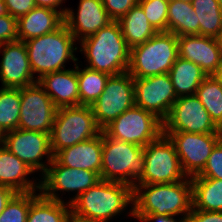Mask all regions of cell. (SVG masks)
<instances>
[{"label":"cell","mask_w":222,"mask_h":222,"mask_svg":"<svg viewBox=\"0 0 222 222\" xmlns=\"http://www.w3.org/2000/svg\"><path fill=\"white\" fill-rule=\"evenodd\" d=\"M75 42L65 24L54 32L24 41L32 73H38L37 80L47 73L65 70L68 60L76 64L79 60L74 54L78 48H74Z\"/></svg>","instance_id":"4"},{"label":"cell","mask_w":222,"mask_h":222,"mask_svg":"<svg viewBox=\"0 0 222 222\" xmlns=\"http://www.w3.org/2000/svg\"><path fill=\"white\" fill-rule=\"evenodd\" d=\"M73 11L67 8L64 24L77 42L95 34L113 21L102 0H80L76 15Z\"/></svg>","instance_id":"19"},{"label":"cell","mask_w":222,"mask_h":222,"mask_svg":"<svg viewBox=\"0 0 222 222\" xmlns=\"http://www.w3.org/2000/svg\"><path fill=\"white\" fill-rule=\"evenodd\" d=\"M32 173H35L32 168L0 145V186L10 187L16 193L40 191V181L27 178Z\"/></svg>","instance_id":"22"},{"label":"cell","mask_w":222,"mask_h":222,"mask_svg":"<svg viewBox=\"0 0 222 222\" xmlns=\"http://www.w3.org/2000/svg\"><path fill=\"white\" fill-rule=\"evenodd\" d=\"M5 134H6V133H5V132L2 130V128L0 127V145L3 144Z\"/></svg>","instance_id":"46"},{"label":"cell","mask_w":222,"mask_h":222,"mask_svg":"<svg viewBox=\"0 0 222 222\" xmlns=\"http://www.w3.org/2000/svg\"><path fill=\"white\" fill-rule=\"evenodd\" d=\"M3 145L41 176L53 160L49 133L16 128L5 134ZM44 155L47 162H42Z\"/></svg>","instance_id":"14"},{"label":"cell","mask_w":222,"mask_h":222,"mask_svg":"<svg viewBox=\"0 0 222 222\" xmlns=\"http://www.w3.org/2000/svg\"><path fill=\"white\" fill-rule=\"evenodd\" d=\"M102 132L90 106L77 105L57 108L50 148L54 156L58 151L91 139Z\"/></svg>","instance_id":"7"},{"label":"cell","mask_w":222,"mask_h":222,"mask_svg":"<svg viewBox=\"0 0 222 222\" xmlns=\"http://www.w3.org/2000/svg\"><path fill=\"white\" fill-rule=\"evenodd\" d=\"M53 158L60 165L90 170L100 175L102 165V132L91 139L58 151Z\"/></svg>","instance_id":"20"},{"label":"cell","mask_w":222,"mask_h":222,"mask_svg":"<svg viewBox=\"0 0 222 222\" xmlns=\"http://www.w3.org/2000/svg\"><path fill=\"white\" fill-rule=\"evenodd\" d=\"M15 194L16 192L12 188L0 186V215Z\"/></svg>","instance_id":"41"},{"label":"cell","mask_w":222,"mask_h":222,"mask_svg":"<svg viewBox=\"0 0 222 222\" xmlns=\"http://www.w3.org/2000/svg\"><path fill=\"white\" fill-rule=\"evenodd\" d=\"M178 57V37L171 32H157L145 43L130 48L127 71L133 78L169 73Z\"/></svg>","instance_id":"6"},{"label":"cell","mask_w":222,"mask_h":222,"mask_svg":"<svg viewBox=\"0 0 222 222\" xmlns=\"http://www.w3.org/2000/svg\"><path fill=\"white\" fill-rule=\"evenodd\" d=\"M144 173L136 184L174 183L184 180V174L174 144L167 135L144 146Z\"/></svg>","instance_id":"8"},{"label":"cell","mask_w":222,"mask_h":222,"mask_svg":"<svg viewBox=\"0 0 222 222\" xmlns=\"http://www.w3.org/2000/svg\"><path fill=\"white\" fill-rule=\"evenodd\" d=\"M193 209L222 212V179L191 177Z\"/></svg>","instance_id":"26"},{"label":"cell","mask_w":222,"mask_h":222,"mask_svg":"<svg viewBox=\"0 0 222 222\" xmlns=\"http://www.w3.org/2000/svg\"><path fill=\"white\" fill-rule=\"evenodd\" d=\"M63 1L64 0H34V3H35V6L51 8L58 12H62V14L65 15L67 8L65 9L62 8V10H60V7H61L60 5L63 3Z\"/></svg>","instance_id":"42"},{"label":"cell","mask_w":222,"mask_h":222,"mask_svg":"<svg viewBox=\"0 0 222 222\" xmlns=\"http://www.w3.org/2000/svg\"><path fill=\"white\" fill-rule=\"evenodd\" d=\"M67 222H105V221L87 220L71 214Z\"/></svg>","instance_id":"43"},{"label":"cell","mask_w":222,"mask_h":222,"mask_svg":"<svg viewBox=\"0 0 222 222\" xmlns=\"http://www.w3.org/2000/svg\"><path fill=\"white\" fill-rule=\"evenodd\" d=\"M218 3H219L220 8H221V10H222V0H218Z\"/></svg>","instance_id":"50"},{"label":"cell","mask_w":222,"mask_h":222,"mask_svg":"<svg viewBox=\"0 0 222 222\" xmlns=\"http://www.w3.org/2000/svg\"><path fill=\"white\" fill-rule=\"evenodd\" d=\"M21 111L20 88H0V127L7 133L18 128Z\"/></svg>","instance_id":"32"},{"label":"cell","mask_w":222,"mask_h":222,"mask_svg":"<svg viewBox=\"0 0 222 222\" xmlns=\"http://www.w3.org/2000/svg\"><path fill=\"white\" fill-rule=\"evenodd\" d=\"M177 98L195 95L198 87L208 76L197 64L180 57L173 63L169 73Z\"/></svg>","instance_id":"24"},{"label":"cell","mask_w":222,"mask_h":222,"mask_svg":"<svg viewBox=\"0 0 222 222\" xmlns=\"http://www.w3.org/2000/svg\"><path fill=\"white\" fill-rule=\"evenodd\" d=\"M185 222H222V212L202 211L192 208Z\"/></svg>","instance_id":"39"},{"label":"cell","mask_w":222,"mask_h":222,"mask_svg":"<svg viewBox=\"0 0 222 222\" xmlns=\"http://www.w3.org/2000/svg\"><path fill=\"white\" fill-rule=\"evenodd\" d=\"M163 131L188 133H218V126L196 95L178 97L166 119Z\"/></svg>","instance_id":"13"},{"label":"cell","mask_w":222,"mask_h":222,"mask_svg":"<svg viewBox=\"0 0 222 222\" xmlns=\"http://www.w3.org/2000/svg\"><path fill=\"white\" fill-rule=\"evenodd\" d=\"M199 177L222 179V139L215 145Z\"/></svg>","instance_id":"35"},{"label":"cell","mask_w":222,"mask_h":222,"mask_svg":"<svg viewBox=\"0 0 222 222\" xmlns=\"http://www.w3.org/2000/svg\"><path fill=\"white\" fill-rule=\"evenodd\" d=\"M215 76L220 80L221 84H222V63L219 67L218 72L215 74Z\"/></svg>","instance_id":"45"},{"label":"cell","mask_w":222,"mask_h":222,"mask_svg":"<svg viewBox=\"0 0 222 222\" xmlns=\"http://www.w3.org/2000/svg\"><path fill=\"white\" fill-rule=\"evenodd\" d=\"M219 41H220V45H221V49H222V34L219 37Z\"/></svg>","instance_id":"48"},{"label":"cell","mask_w":222,"mask_h":222,"mask_svg":"<svg viewBox=\"0 0 222 222\" xmlns=\"http://www.w3.org/2000/svg\"><path fill=\"white\" fill-rule=\"evenodd\" d=\"M39 194L36 191L16 193L1 213L0 222H27L30 204Z\"/></svg>","instance_id":"33"},{"label":"cell","mask_w":222,"mask_h":222,"mask_svg":"<svg viewBox=\"0 0 222 222\" xmlns=\"http://www.w3.org/2000/svg\"><path fill=\"white\" fill-rule=\"evenodd\" d=\"M179 57L191 61L207 74L215 75L222 63L219 38L202 35L178 36Z\"/></svg>","instance_id":"18"},{"label":"cell","mask_w":222,"mask_h":222,"mask_svg":"<svg viewBox=\"0 0 222 222\" xmlns=\"http://www.w3.org/2000/svg\"><path fill=\"white\" fill-rule=\"evenodd\" d=\"M103 131L113 139L144 147L163 133V122L151 112L133 106L119 115Z\"/></svg>","instance_id":"9"},{"label":"cell","mask_w":222,"mask_h":222,"mask_svg":"<svg viewBox=\"0 0 222 222\" xmlns=\"http://www.w3.org/2000/svg\"><path fill=\"white\" fill-rule=\"evenodd\" d=\"M64 24V15L51 8L34 7L17 19L18 40L26 41L56 31Z\"/></svg>","instance_id":"23"},{"label":"cell","mask_w":222,"mask_h":222,"mask_svg":"<svg viewBox=\"0 0 222 222\" xmlns=\"http://www.w3.org/2000/svg\"><path fill=\"white\" fill-rule=\"evenodd\" d=\"M179 157L181 168L187 177L198 175L205 167L215 145L222 139L219 133H188L181 131H163Z\"/></svg>","instance_id":"12"},{"label":"cell","mask_w":222,"mask_h":222,"mask_svg":"<svg viewBox=\"0 0 222 222\" xmlns=\"http://www.w3.org/2000/svg\"><path fill=\"white\" fill-rule=\"evenodd\" d=\"M118 23L129 48L145 43L157 33L138 3L122 16Z\"/></svg>","instance_id":"25"},{"label":"cell","mask_w":222,"mask_h":222,"mask_svg":"<svg viewBox=\"0 0 222 222\" xmlns=\"http://www.w3.org/2000/svg\"><path fill=\"white\" fill-rule=\"evenodd\" d=\"M5 14H8L6 4L4 0H0V16H3Z\"/></svg>","instance_id":"44"},{"label":"cell","mask_w":222,"mask_h":222,"mask_svg":"<svg viewBox=\"0 0 222 222\" xmlns=\"http://www.w3.org/2000/svg\"><path fill=\"white\" fill-rule=\"evenodd\" d=\"M100 180V175L97 172L69 168L60 165L53 158L46 172L41 176L40 193L48 199L64 202L59 197L58 191H75L77 194L68 201L70 204L76 197L87 191L90 187H93Z\"/></svg>","instance_id":"11"},{"label":"cell","mask_w":222,"mask_h":222,"mask_svg":"<svg viewBox=\"0 0 222 222\" xmlns=\"http://www.w3.org/2000/svg\"><path fill=\"white\" fill-rule=\"evenodd\" d=\"M133 204V188L125 183L100 180L70 203L71 214L87 220L105 221Z\"/></svg>","instance_id":"3"},{"label":"cell","mask_w":222,"mask_h":222,"mask_svg":"<svg viewBox=\"0 0 222 222\" xmlns=\"http://www.w3.org/2000/svg\"><path fill=\"white\" fill-rule=\"evenodd\" d=\"M109 74L77 64L79 105L91 106L103 93Z\"/></svg>","instance_id":"30"},{"label":"cell","mask_w":222,"mask_h":222,"mask_svg":"<svg viewBox=\"0 0 222 222\" xmlns=\"http://www.w3.org/2000/svg\"><path fill=\"white\" fill-rule=\"evenodd\" d=\"M102 3L110 18L118 21L138 3V0H102Z\"/></svg>","instance_id":"36"},{"label":"cell","mask_w":222,"mask_h":222,"mask_svg":"<svg viewBox=\"0 0 222 222\" xmlns=\"http://www.w3.org/2000/svg\"><path fill=\"white\" fill-rule=\"evenodd\" d=\"M196 12L200 35L219 38L222 34V10L218 0H192Z\"/></svg>","instance_id":"29"},{"label":"cell","mask_w":222,"mask_h":222,"mask_svg":"<svg viewBox=\"0 0 222 222\" xmlns=\"http://www.w3.org/2000/svg\"><path fill=\"white\" fill-rule=\"evenodd\" d=\"M135 106L151 112L162 122L168 116L177 95L168 73L134 78Z\"/></svg>","instance_id":"16"},{"label":"cell","mask_w":222,"mask_h":222,"mask_svg":"<svg viewBox=\"0 0 222 222\" xmlns=\"http://www.w3.org/2000/svg\"><path fill=\"white\" fill-rule=\"evenodd\" d=\"M44 197L41 193L31 202L27 222H67L70 204Z\"/></svg>","instance_id":"28"},{"label":"cell","mask_w":222,"mask_h":222,"mask_svg":"<svg viewBox=\"0 0 222 222\" xmlns=\"http://www.w3.org/2000/svg\"><path fill=\"white\" fill-rule=\"evenodd\" d=\"M144 147L109 137L102 130V165L100 178L121 182L132 188L144 173Z\"/></svg>","instance_id":"5"},{"label":"cell","mask_w":222,"mask_h":222,"mask_svg":"<svg viewBox=\"0 0 222 222\" xmlns=\"http://www.w3.org/2000/svg\"><path fill=\"white\" fill-rule=\"evenodd\" d=\"M7 12L14 18H20L30 12L35 6L34 0H4Z\"/></svg>","instance_id":"38"},{"label":"cell","mask_w":222,"mask_h":222,"mask_svg":"<svg viewBox=\"0 0 222 222\" xmlns=\"http://www.w3.org/2000/svg\"><path fill=\"white\" fill-rule=\"evenodd\" d=\"M138 4L157 32H167L169 0H138Z\"/></svg>","instance_id":"34"},{"label":"cell","mask_w":222,"mask_h":222,"mask_svg":"<svg viewBox=\"0 0 222 222\" xmlns=\"http://www.w3.org/2000/svg\"><path fill=\"white\" fill-rule=\"evenodd\" d=\"M198 16L191 3L169 0L167 32L177 37L182 35H200Z\"/></svg>","instance_id":"27"},{"label":"cell","mask_w":222,"mask_h":222,"mask_svg":"<svg viewBox=\"0 0 222 222\" xmlns=\"http://www.w3.org/2000/svg\"><path fill=\"white\" fill-rule=\"evenodd\" d=\"M17 18L10 14L0 16V45L18 40Z\"/></svg>","instance_id":"37"},{"label":"cell","mask_w":222,"mask_h":222,"mask_svg":"<svg viewBox=\"0 0 222 222\" xmlns=\"http://www.w3.org/2000/svg\"><path fill=\"white\" fill-rule=\"evenodd\" d=\"M175 216H171V215H157V214H147L142 220L141 222H185L186 219H184L183 217L179 218V220L177 221V219H174Z\"/></svg>","instance_id":"40"},{"label":"cell","mask_w":222,"mask_h":222,"mask_svg":"<svg viewBox=\"0 0 222 222\" xmlns=\"http://www.w3.org/2000/svg\"><path fill=\"white\" fill-rule=\"evenodd\" d=\"M75 69L47 73L38 79L57 108L79 105L77 64Z\"/></svg>","instance_id":"21"},{"label":"cell","mask_w":222,"mask_h":222,"mask_svg":"<svg viewBox=\"0 0 222 222\" xmlns=\"http://www.w3.org/2000/svg\"><path fill=\"white\" fill-rule=\"evenodd\" d=\"M21 111L18 128L51 134L57 107L43 87L34 83L20 88Z\"/></svg>","instance_id":"15"},{"label":"cell","mask_w":222,"mask_h":222,"mask_svg":"<svg viewBox=\"0 0 222 222\" xmlns=\"http://www.w3.org/2000/svg\"><path fill=\"white\" fill-rule=\"evenodd\" d=\"M80 52L86 56V67L117 75L128 70L130 48L118 21H112L95 34L80 41Z\"/></svg>","instance_id":"2"},{"label":"cell","mask_w":222,"mask_h":222,"mask_svg":"<svg viewBox=\"0 0 222 222\" xmlns=\"http://www.w3.org/2000/svg\"><path fill=\"white\" fill-rule=\"evenodd\" d=\"M0 53H2L0 62L2 87L23 88L38 81L32 73L27 47L23 41L17 40L1 44Z\"/></svg>","instance_id":"17"},{"label":"cell","mask_w":222,"mask_h":222,"mask_svg":"<svg viewBox=\"0 0 222 222\" xmlns=\"http://www.w3.org/2000/svg\"><path fill=\"white\" fill-rule=\"evenodd\" d=\"M178 1L187 2V3H191L192 2V0H178Z\"/></svg>","instance_id":"49"},{"label":"cell","mask_w":222,"mask_h":222,"mask_svg":"<svg viewBox=\"0 0 222 222\" xmlns=\"http://www.w3.org/2000/svg\"><path fill=\"white\" fill-rule=\"evenodd\" d=\"M213 122H222V84L215 75H208L198 87L196 94Z\"/></svg>","instance_id":"31"},{"label":"cell","mask_w":222,"mask_h":222,"mask_svg":"<svg viewBox=\"0 0 222 222\" xmlns=\"http://www.w3.org/2000/svg\"><path fill=\"white\" fill-rule=\"evenodd\" d=\"M130 215L141 221L147 214H179L186 219L193 208L190 177L174 183L136 184L133 187V205Z\"/></svg>","instance_id":"1"},{"label":"cell","mask_w":222,"mask_h":222,"mask_svg":"<svg viewBox=\"0 0 222 222\" xmlns=\"http://www.w3.org/2000/svg\"><path fill=\"white\" fill-rule=\"evenodd\" d=\"M135 106L134 78L128 73L110 75L103 93L90 106L103 130L119 115Z\"/></svg>","instance_id":"10"},{"label":"cell","mask_w":222,"mask_h":222,"mask_svg":"<svg viewBox=\"0 0 222 222\" xmlns=\"http://www.w3.org/2000/svg\"><path fill=\"white\" fill-rule=\"evenodd\" d=\"M218 133H219V135H220L221 138H222V122H221V124L218 126Z\"/></svg>","instance_id":"47"}]
</instances>
